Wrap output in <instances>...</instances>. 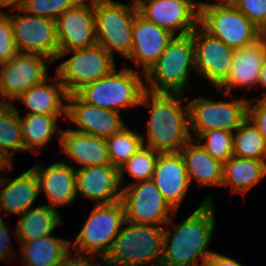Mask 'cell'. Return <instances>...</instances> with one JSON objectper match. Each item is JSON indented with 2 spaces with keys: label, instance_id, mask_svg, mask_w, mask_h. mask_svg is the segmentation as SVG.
<instances>
[{
  "label": "cell",
  "instance_id": "6da1fadb",
  "mask_svg": "<svg viewBox=\"0 0 266 266\" xmlns=\"http://www.w3.org/2000/svg\"><path fill=\"white\" fill-rule=\"evenodd\" d=\"M213 201L209 196L181 224L164 226L161 264L204 266L205 260L213 253L208 249L216 228Z\"/></svg>",
  "mask_w": 266,
  "mask_h": 266
},
{
  "label": "cell",
  "instance_id": "7a4b0ae2",
  "mask_svg": "<svg viewBox=\"0 0 266 266\" xmlns=\"http://www.w3.org/2000/svg\"><path fill=\"white\" fill-rule=\"evenodd\" d=\"M183 96L180 93L143 92L139 105L151 106L147 136L142 135L143 146L160 153L179 152L192 139L188 105L181 106Z\"/></svg>",
  "mask_w": 266,
  "mask_h": 266
},
{
  "label": "cell",
  "instance_id": "3957f363",
  "mask_svg": "<svg viewBox=\"0 0 266 266\" xmlns=\"http://www.w3.org/2000/svg\"><path fill=\"white\" fill-rule=\"evenodd\" d=\"M163 237L164 225L137 224L125 221L114 239L109 253L102 260V266H154L160 264L163 253Z\"/></svg>",
  "mask_w": 266,
  "mask_h": 266
},
{
  "label": "cell",
  "instance_id": "277c9868",
  "mask_svg": "<svg viewBox=\"0 0 266 266\" xmlns=\"http://www.w3.org/2000/svg\"><path fill=\"white\" fill-rule=\"evenodd\" d=\"M194 55L191 33L174 36L159 59L144 74L145 90L184 94L189 87V73L196 71Z\"/></svg>",
  "mask_w": 266,
  "mask_h": 266
},
{
  "label": "cell",
  "instance_id": "5b68a950",
  "mask_svg": "<svg viewBox=\"0 0 266 266\" xmlns=\"http://www.w3.org/2000/svg\"><path fill=\"white\" fill-rule=\"evenodd\" d=\"M141 74L140 70L127 66L119 71L115 68L109 75L85 84L75 94L89 105L114 112L140 106L145 91L144 73Z\"/></svg>",
  "mask_w": 266,
  "mask_h": 266
},
{
  "label": "cell",
  "instance_id": "8992f818",
  "mask_svg": "<svg viewBox=\"0 0 266 266\" xmlns=\"http://www.w3.org/2000/svg\"><path fill=\"white\" fill-rule=\"evenodd\" d=\"M124 222L121 200L109 204H94L75 241H70V252L103 260Z\"/></svg>",
  "mask_w": 266,
  "mask_h": 266
},
{
  "label": "cell",
  "instance_id": "52a82bcc",
  "mask_svg": "<svg viewBox=\"0 0 266 266\" xmlns=\"http://www.w3.org/2000/svg\"><path fill=\"white\" fill-rule=\"evenodd\" d=\"M97 44L112 56L117 51L127 58L132 49V31L136 14L133 4L114 0H93Z\"/></svg>",
  "mask_w": 266,
  "mask_h": 266
},
{
  "label": "cell",
  "instance_id": "ba28073f",
  "mask_svg": "<svg viewBox=\"0 0 266 266\" xmlns=\"http://www.w3.org/2000/svg\"><path fill=\"white\" fill-rule=\"evenodd\" d=\"M224 96L232 99L214 101L198 97L188 101L189 128L192 139L211 129L234 132L246 119L248 99L233 98V94L219 90ZM193 132V134L191 133Z\"/></svg>",
  "mask_w": 266,
  "mask_h": 266
},
{
  "label": "cell",
  "instance_id": "9c48e42d",
  "mask_svg": "<svg viewBox=\"0 0 266 266\" xmlns=\"http://www.w3.org/2000/svg\"><path fill=\"white\" fill-rule=\"evenodd\" d=\"M71 52L72 57L63 61L56 69V75L68 94L109 75L116 68L114 57L98 44L59 52L56 60Z\"/></svg>",
  "mask_w": 266,
  "mask_h": 266
},
{
  "label": "cell",
  "instance_id": "30bf717a",
  "mask_svg": "<svg viewBox=\"0 0 266 266\" xmlns=\"http://www.w3.org/2000/svg\"><path fill=\"white\" fill-rule=\"evenodd\" d=\"M199 25L234 50L259 40L258 27L233 4L204 7L199 11Z\"/></svg>",
  "mask_w": 266,
  "mask_h": 266
},
{
  "label": "cell",
  "instance_id": "8fae6325",
  "mask_svg": "<svg viewBox=\"0 0 266 266\" xmlns=\"http://www.w3.org/2000/svg\"><path fill=\"white\" fill-rule=\"evenodd\" d=\"M121 202L125 221L131 223L168 225L173 223L171 216L177 213L152 180L125 185L122 188Z\"/></svg>",
  "mask_w": 266,
  "mask_h": 266
},
{
  "label": "cell",
  "instance_id": "7c38bea8",
  "mask_svg": "<svg viewBox=\"0 0 266 266\" xmlns=\"http://www.w3.org/2000/svg\"><path fill=\"white\" fill-rule=\"evenodd\" d=\"M52 60L39 54L18 53L0 66V103L13 104L15 99L50 76Z\"/></svg>",
  "mask_w": 266,
  "mask_h": 266
},
{
  "label": "cell",
  "instance_id": "4fadbf2b",
  "mask_svg": "<svg viewBox=\"0 0 266 266\" xmlns=\"http://www.w3.org/2000/svg\"><path fill=\"white\" fill-rule=\"evenodd\" d=\"M24 13L9 14L18 52L43 55L54 62L59 53L56 21Z\"/></svg>",
  "mask_w": 266,
  "mask_h": 266
},
{
  "label": "cell",
  "instance_id": "5bb4252c",
  "mask_svg": "<svg viewBox=\"0 0 266 266\" xmlns=\"http://www.w3.org/2000/svg\"><path fill=\"white\" fill-rule=\"evenodd\" d=\"M191 34L195 45V73L218 88L228 76L234 49L210 35L200 25Z\"/></svg>",
  "mask_w": 266,
  "mask_h": 266
},
{
  "label": "cell",
  "instance_id": "9a60e30c",
  "mask_svg": "<svg viewBox=\"0 0 266 266\" xmlns=\"http://www.w3.org/2000/svg\"><path fill=\"white\" fill-rule=\"evenodd\" d=\"M138 13L175 36L190 34L199 25V11L187 0H135ZM179 30L178 34H175Z\"/></svg>",
  "mask_w": 266,
  "mask_h": 266
},
{
  "label": "cell",
  "instance_id": "2e32d148",
  "mask_svg": "<svg viewBox=\"0 0 266 266\" xmlns=\"http://www.w3.org/2000/svg\"><path fill=\"white\" fill-rule=\"evenodd\" d=\"M55 21L59 52L88 48L97 44L93 0L81 1Z\"/></svg>",
  "mask_w": 266,
  "mask_h": 266
},
{
  "label": "cell",
  "instance_id": "e0dca14e",
  "mask_svg": "<svg viewBox=\"0 0 266 266\" xmlns=\"http://www.w3.org/2000/svg\"><path fill=\"white\" fill-rule=\"evenodd\" d=\"M66 104V120L77 126L74 131L106 139L126 126L119 112L89 105L75 93L68 94Z\"/></svg>",
  "mask_w": 266,
  "mask_h": 266
},
{
  "label": "cell",
  "instance_id": "ac0fdd59",
  "mask_svg": "<svg viewBox=\"0 0 266 266\" xmlns=\"http://www.w3.org/2000/svg\"><path fill=\"white\" fill-rule=\"evenodd\" d=\"M174 36L137 13L132 31V49L127 59L142 68L141 72L145 74Z\"/></svg>",
  "mask_w": 266,
  "mask_h": 266
},
{
  "label": "cell",
  "instance_id": "d6986e66",
  "mask_svg": "<svg viewBox=\"0 0 266 266\" xmlns=\"http://www.w3.org/2000/svg\"><path fill=\"white\" fill-rule=\"evenodd\" d=\"M76 192L87 200L95 201V205L121 200L119 169L112 165L77 168Z\"/></svg>",
  "mask_w": 266,
  "mask_h": 266
},
{
  "label": "cell",
  "instance_id": "ffe728a7",
  "mask_svg": "<svg viewBox=\"0 0 266 266\" xmlns=\"http://www.w3.org/2000/svg\"><path fill=\"white\" fill-rule=\"evenodd\" d=\"M39 183L41 191L47 195L48 206L56 209L65 205H71L78 196L76 192V168L61 160L48 167L39 162L31 168Z\"/></svg>",
  "mask_w": 266,
  "mask_h": 266
},
{
  "label": "cell",
  "instance_id": "44dd1931",
  "mask_svg": "<svg viewBox=\"0 0 266 266\" xmlns=\"http://www.w3.org/2000/svg\"><path fill=\"white\" fill-rule=\"evenodd\" d=\"M152 181L164 199L178 211L191 185L180 152L159 153Z\"/></svg>",
  "mask_w": 266,
  "mask_h": 266
},
{
  "label": "cell",
  "instance_id": "7402d4cb",
  "mask_svg": "<svg viewBox=\"0 0 266 266\" xmlns=\"http://www.w3.org/2000/svg\"><path fill=\"white\" fill-rule=\"evenodd\" d=\"M266 61L264 44L257 40L253 44L234 50L233 61L226 80L217 88L232 94L236 88L253 90L258 87L261 69Z\"/></svg>",
  "mask_w": 266,
  "mask_h": 266
},
{
  "label": "cell",
  "instance_id": "603a6c76",
  "mask_svg": "<svg viewBox=\"0 0 266 266\" xmlns=\"http://www.w3.org/2000/svg\"><path fill=\"white\" fill-rule=\"evenodd\" d=\"M61 153L74 166H108L111 165L105 138L88 135L72 129H62L58 139ZM75 163V165L73 164Z\"/></svg>",
  "mask_w": 266,
  "mask_h": 266
},
{
  "label": "cell",
  "instance_id": "cb8c5ba5",
  "mask_svg": "<svg viewBox=\"0 0 266 266\" xmlns=\"http://www.w3.org/2000/svg\"><path fill=\"white\" fill-rule=\"evenodd\" d=\"M0 189V210L18 216L32 208L40 194L37 177L31 168L11 180L2 176Z\"/></svg>",
  "mask_w": 266,
  "mask_h": 266
},
{
  "label": "cell",
  "instance_id": "d4e9b609",
  "mask_svg": "<svg viewBox=\"0 0 266 266\" xmlns=\"http://www.w3.org/2000/svg\"><path fill=\"white\" fill-rule=\"evenodd\" d=\"M48 79L29 88L15 100L26 105L29 110L27 114L63 115V119L66 120L67 104L64 102H67L68 93L57 75L52 78L51 84L48 83Z\"/></svg>",
  "mask_w": 266,
  "mask_h": 266
},
{
  "label": "cell",
  "instance_id": "484cf974",
  "mask_svg": "<svg viewBox=\"0 0 266 266\" xmlns=\"http://www.w3.org/2000/svg\"><path fill=\"white\" fill-rule=\"evenodd\" d=\"M179 152L190 184L195 180L200 186L221 187L223 164L213 159L198 142L189 140Z\"/></svg>",
  "mask_w": 266,
  "mask_h": 266
},
{
  "label": "cell",
  "instance_id": "4316f807",
  "mask_svg": "<svg viewBox=\"0 0 266 266\" xmlns=\"http://www.w3.org/2000/svg\"><path fill=\"white\" fill-rule=\"evenodd\" d=\"M266 177V160L232 156L223 164L222 187L230 186L232 193L245 195Z\"/></svg>",
  "mask_w": 266,
  "mask_h": 266
},
{
  "label": "cell",
  "instance_id": "83f0119b",
  "mask_svg": "<svg viewBox=\"0 0 266 266\" xmlns=\"http://www.w3.org/2000/svg\"><path fill=\"white\" fill-rule=\"evenodd\" d=\"M14 233L15 239L20 242L36 240L48 235H52L53 230L59 225H63L57 209L49 207L47 204L29 208L19 215Z\"/></svg>",
  "mask_w": 266,
  "mask_h": 266
},
{
  "label": "cell",
  "instance_id": "f1b7e54d",
  "mask_svg": "<svg viewBox=\"0 0 266 266\" xmlns=\"http://www.w3.org/2000/svg\"><path fill=\"white\" fill-rule=\"evenodd\" d=\"M20 251L23 266H57L70 252V241L48 235L22 242Z\"/></svg>",
  "mask_w": 266,
  "mask_h": 266
},
{
  "label": "cell",
  "instance_id": "f546056e",
  "mask_svg": "<svg viewBox=\"0 0 266 266\" xmlns=\"http://www.w3.org/2000/svg\"><path fill=\"white\" fill-rule=\"evenodd\" d=\"M60 116H52L45 114H26V116L20 117L22 138L24 142L25 151H32L39 155L40 150L46 146L58 133V138L62 129L57 127V120ZM58 131V132H57Z\"/></svg>",
  "mask_w": 266,
  "mask_h": 266
},
{
  "label": "cell",
  "instance_id": "4dcf8cb0",
  "mask_svg": "<svg viewBox=\"0 0 266 266\" xmlns=\"http://www.w3.org/2000/svg\"><path fill=\"white\" fill-rule=\"evenodd\" d=\"M25 151L19 110L14 104L0 103V157L12 165L14 153Z\"/></svg>",
  "mask_w": 266,
  "mask_h": 266
},
{
  "label": "cell",
  "instance_id": "1f68e13d",
  "mask_svg": "<svg viewBox=\"0 0 266 266\" xmlns=\"http://www.w3.org/2000/svg\"><path fill=\"white\" fill-rule=\"evenodd\" d=\"M235 132H233L234 156L239 158L266 160L265 140L259 133V130L248 118Z\"/></svg>",
  "mask_w": 266,
  "mask_h": 266
},
{
  "label": "cell",
  "instance_id": "d6a6232c",
  "mask_svg": "<svg viewBox=\"0 0 266 266\" xmlns=\"http://www.w3.org/2000/svg\"><path fill=\"white\" fill-rule=\"evenodd\" d=\"M111 165L120 168L142 146V134L125 126L120 132L106 138Z\"/></svg>",
  "mask_w": 266,
  "mask_h": 266
},
{
  "label": "cell",
  "instance_id": "836d02e7",
  "mask_svg": "<svg viewBox=\"0 0 266 266\" xmlns=\"http://www.w3.org/2000/svg\"><path fill=\"white\" fill-rule=\"evenodd\" d=\"M160 152L151 148L142 146L129 160L119 168V181L123 188L124 172L127 171L134 181V184L140 181L152 180L156 161Z\"/></svg>",
  "mask_w": 266,
  "mask_h": 266
},
{
  "label": "cell",
  "instance_id": "e575fe53",
  "mask_svg": "<svg viewBox=\"0 0 266 266\" xmlns=\"http://www.w3.org/2000/svg\"><path fill=\"white\" fill-rule=\"evenodd\" d=\"M197 140L213 159L222 164L233 156V132L211 129L198 135Z\"/></svg>",
  "mask_w": 266,
  "mask_h": 266
},
{
  "label": "cell",
  "instance_id": "d590c367",
  "mask_svg": "<svg viewBox=\"0 0 266 266\" xmlns=\"http://www.w3.org/2000/svg\"><path fill=\"white\" fill-rule=\"evenodd\" d=\"M83 0H24L21 8L12 11L26 12L33 16H40L56 20L65 11L74 8Z\"/></svg>",
  "mask_w": 266,
  "mask_h": 266
},
{
  "label": "cell",
  "instance_id": "8d00e7d4",
  "mask_svg": "<svg viewBox=\"0 0 266 266\" xmlns=\"http://www.w3.org/2000/svg\"><path fill=\"white\" fill-rule=\"evenodd\" d=\"M18 53L13 38L10 15L0 11V65L9 62Z\"/></svg>",
  "mask_w": 266,
  "mask_h": 266
},
{
  "label": "cell",
  "instance_id": "74e56055",
  "mask_svg": "<svg viewBox=\"0 0 266 266\" xmlns=\"http://www.w3.org/2000/svg\"><path fill=\"white\" fill-rule=\"evenodd\" d=\"M233 5L257 27L266 21V0H236Z\"/></svg>",
  "mask_w": 266,
  "mask_h": 266
},
{
  "label": "cell",
  "instance_id": "f35d334b",
  "mask_svg": "<svg viewBox=\"0 0 266 266\" xmlns=\"http://www.w3.org/2000/svg\"><path fill=\"white\" fill-rule=\"evenodd\" d=\"M247 118L259 130L266 143V97L248 98Z\"/></svg>",
  "mask_w": 266,
  "mask_h": 266
},
{
  "label": "cell",
  "instance_id": "ab89813d",
  "mask_svg": "<svg viewBox=\"0 0 266 266\" xmlns=\"http://www.w3.org/2000/svg\"><path fill=\"white\" fill-rule=\"evenodd\" d=\"M101 262L95 257L69 252L57 266H102Z\"/></svg>",
  "mask_w": 266,
  "mask_h": 266
},
{
  "label": "cell",
  "instance_id": "60d3db41",
  "mask_svg": "<svg viewBox=\"0 0 266 266\" xmlns=\"http://www.w3.org/2000/svg\"><path fill=\"white\" fill-rule=\"evenodd\" d=\"M3 220L4 219L0 214V260L10 259L9 261H11V259L13 257L15 258L16 255H14V250H11L13 249V247L10 245L11 236H9V231Z\"/></svg>",
  "mask_w": 266,
  "mask_h": 266
},
{
  "label": "cell",
  "instance_id": "b9f144b4",
  "mask_svg": "<svg viewBox=\"0 0 266 266\" xmlns=\"http://www.w3.org/2000/svg\"><path fill=\"white\" fill-rule=\"evenodd\" d=\"M204 266H243L236 259L230 258L218 252H213L204 263Z\"/></svg>",
  "mask_w": 266,
  "mask_h": 266
},
{
  "label": "cell",
  "instance_id": "7bdbcfd3",
  "mask_svg": "<svg viewBox=\"0 0 266 266\" xmlns=\"http://www.w3.org/2000/svg\"><path fill=\"white\" fill-rule=\"evenodd\" d=\"M24 3V0H0V11L1 8L9 7L10 11L12 9L21 8Z\"/></svg>",
  "mask_w": 266,
  "mask_h": 266
},
{
  "label": "cell",
  "instance_id": "ee69618b",
  "mask_svg": "<svg viewBox=\"0 0 266 266\" xmlns=\"http://www.w3.org/2000/svg\"><path fill=\"white\" fill-rule=\"evenodd\" d=\"M262 86L261 88L265 91L262 92L261 96L264 98L266 97V61L263 64V67L260 72L259 80H258V87Z\"/></svg>",
  "mask_w": 266,
  "mask_h": 266
},
{
  "label": "cell",
  "instance_id": "f6af8a7d",
  "mask_svg": "<svg viewBox=\"0 0 266 266\" xmlns=\"http://www.w3.org/2000/svg\"><path fill=\"white\" fill-rule=\"evenodd\" d=\"M192 6H194L198 11H201L204 7H207L208 5H210V2H203V0L201 1H195V0H187Z\"/></svg>",
  "mask_w": 266,
  "mask_h": 266
},
{
  "label": "cell",
  "instance_id": "bcb514c9",
  "mask_svg": "<svg viewBox=\"0 0 266 266\" xmlns=\"http://www.w3.org/2000/svg\"><path fill=\"white\" fill-rule=\"evenodd\" d=\"M258 31H259V40L261 42H266V21L260 27H258Z\"/></svg>",
  "mask_w": 266,
  "mask_h": 266
},
{
  "label": "cell",
  "instance_id": "7dc6e473",
  "mask_svg": "<svg viewBox=\"0 0 266 266\" xmlns=\"http://www.w3.org/2000/svg\"><path fill=\"white\" fill-rule=\"evenodd\" d=\"M13 168V164L9 165L8 163H0V178L2 177V171H8V169H12Z\"/></svg>",
  "mask_w": 266,
  "mask_h": 266
},
{
  "label": "cell",
  "instance_id": "c3c4849f",
  "mask_svg": "<svg viewBox=\"0 0 266 266\" xmlns=\"http://www.w3.org/2000/svg\"><path fill=\"white\" fill-rule=\"evenodd\" d=\"M215 1L213 0L214 4H233L236 0H215Z\"/></svg>",
  "mask_w": 266,
  "mask_h": 266
},
{
  "label": "cell",
  "instance_id": "681fc988",
  "mask_svg": "<svg viewBox=\"0 0 266 266\" xmlns=\"http://www.w3.org/2000/svg\"><path fill=\"white\" fill-rule=\"evenodd\" d=\"M154 266H165V265H163V264L160 263V264H157V265H154Z\"/></svg>",
  "mask_w": 266,
  "mask_h": 266
}]
</instances>
